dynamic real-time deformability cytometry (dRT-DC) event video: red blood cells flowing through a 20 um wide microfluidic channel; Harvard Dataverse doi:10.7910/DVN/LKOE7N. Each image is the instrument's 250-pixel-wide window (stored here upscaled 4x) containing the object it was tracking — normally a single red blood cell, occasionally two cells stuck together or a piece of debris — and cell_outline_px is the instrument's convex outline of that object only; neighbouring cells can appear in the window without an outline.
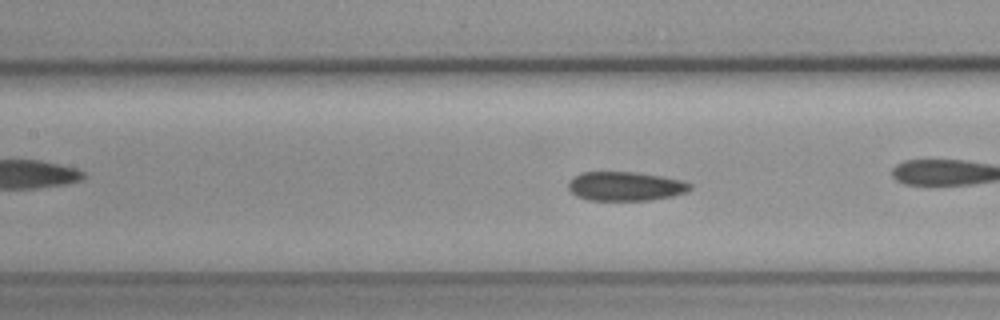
{"species": "common noctule bat (a hibernating species)", "species_latin": "Nyctalus noctula", "temperature_condition": "cold", "stored_images_in_passage": 55, "camera_frame_rate_fps": 3000, "um_per_image_px": 0.085, "animal": {"sex": "female", "body_mass_g": 19.3, "forearm_length_mm": 54.1}, "frame": {"image": 1, "passage_image": 24, "time_ms": 7.667, "image_size_px": [1000, 320], "cell_outline_px": [[692, 188], [688, 192], [672, 196], [652, 200], [588, 200], [576, 196], [568, 188], [568, 180], [572, 176], [580, 172], [636, 172], [660, 176], [680, 180], [692, 184]], "centroid_in_image_um": [53.13, 15.83], "position_along_channel_um": 154.3, "area_um2": 20.81}}